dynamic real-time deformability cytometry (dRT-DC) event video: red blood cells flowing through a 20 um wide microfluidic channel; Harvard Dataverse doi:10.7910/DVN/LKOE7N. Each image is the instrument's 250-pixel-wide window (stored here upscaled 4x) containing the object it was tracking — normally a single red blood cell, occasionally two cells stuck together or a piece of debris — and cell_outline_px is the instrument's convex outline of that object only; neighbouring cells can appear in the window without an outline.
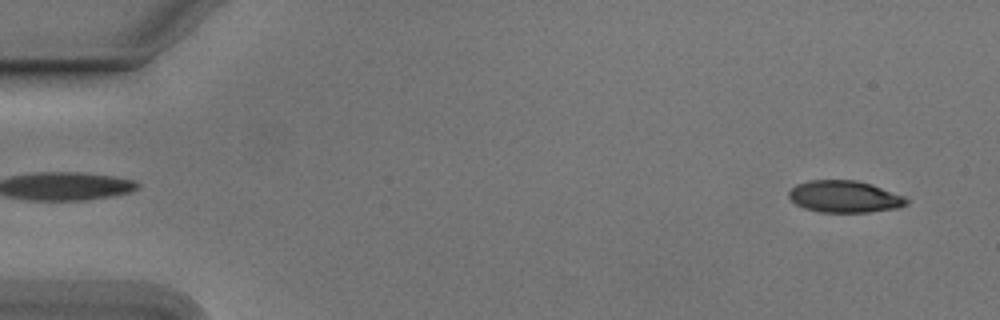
{"species": "Egyptian fruit bat (a non-hibernating species)", "species_latin": "Rousettus aegyptiacus", "temperature_condition": "cold", "stored_images_in_passage": 54, "camera_frame_rate_fps": 3000, "um_per_image_px": 0.085, "animal": {"sex": "male"}, "frame": {"image": 1, "passage_image": 3, "time_ms": 0.667, "image_size_px": [1000, 320], "cell_outline_px": [[908, 204], [896, 208], [868, 212], [820, 212], [804, 208], [796, 204], [788, 196], [788, 192], [796, 184], [808, 180], [856, 180], [872, 184], [904, 196], [908, 200]], "centroid_in_image_um": [71.77, 16.71], "position_along_channel_um": 13.2, "area_um2": 21.85}}
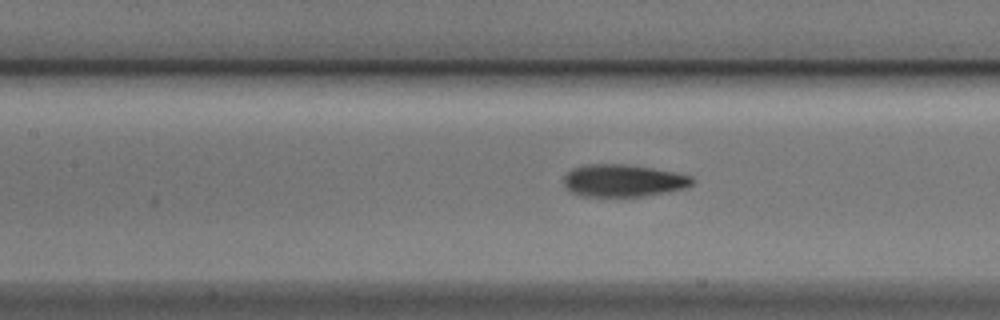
{"frame": {"image": 2, "passage_image": 24, "time_ms": 7.667, "image_size_px": [1000, 320], "cell_outline_px": [[692, 184], [684, 188], [640, 196], [584, 196], [572, 192], [564, 184], [564, 176], [572, 168], [588, 164], [624, 164], [652, 168], [676, 172], [692, 176]], "centroid_in_image_um": [52.95, 15.33], "position_along_channel_um": 154.5, "area_um2": 23.81}}
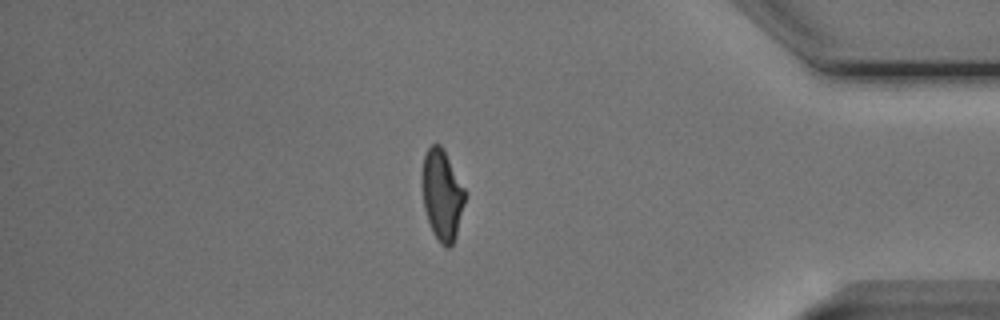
{"frame": {"image": 3, "passage_image": 46, "time_ms": 15.0, "image_size_px": [1000, 320], "cell_outline_px": [[464, 204], [456, 236], [452, 244], [448, 248], [444, 248], [440, 244], [432, 232], [424, 208], [424, 156], [428, 148], [432, 144], [440, 144], [444, 148], [464, 188]], "centroid_in_image_um": [37.6, 16.6], "position_along_channel_um": 397.6, "area_um2": 22.08}, "authors_computed_cell_mechanics": {"area_um2": 23.2934, "velocity_mm_per_s": 3.7627, "shape_relaxation_time_tau1_ms": 3.4172, "shape_relaxation_time_tau2_ms": 1.2169, "deformation_change_tau1": 0.1642, "deformation_change_tau2": 0.0762}}